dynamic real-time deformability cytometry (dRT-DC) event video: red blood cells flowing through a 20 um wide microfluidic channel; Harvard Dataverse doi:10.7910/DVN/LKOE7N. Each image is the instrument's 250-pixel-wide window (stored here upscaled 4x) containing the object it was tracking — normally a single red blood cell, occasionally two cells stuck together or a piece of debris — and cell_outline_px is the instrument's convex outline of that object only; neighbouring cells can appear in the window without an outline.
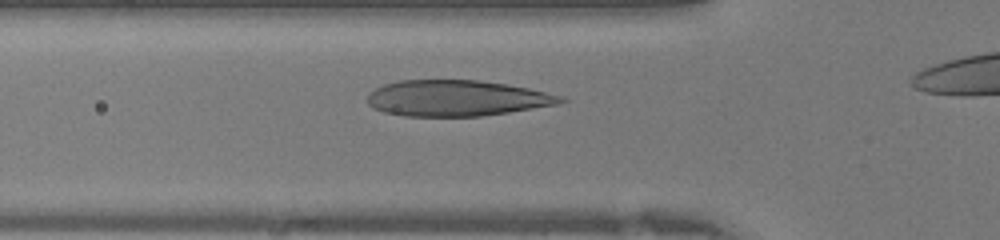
{"species": "human", "species_latin": "Homo sapiens", "temperature_condition": "warm", "stored_images_in_passage": 25, "camera_frame_rate_fps": 3000, "um_per_image_px": 0.085, "donor": {"sex": "female"}, "frame": {"image": 1, "passage_image": 5, "time_ms": 1.333, "image_size_px": [1000, 240], "cell_outline_px": [[568, 100], [556, 104], [508, 112], [480, 116], [404, 116], [384, 112], [372, 108], [368, 104], [368, 92], [384, 84], [400, 80], [480, 80], [508, 84], [528, 88], [564, 96]], "centroid_in_image_um": [38.79, 8.34], "position_along_channel_um": 87.0, "area_um2": 40.46}}
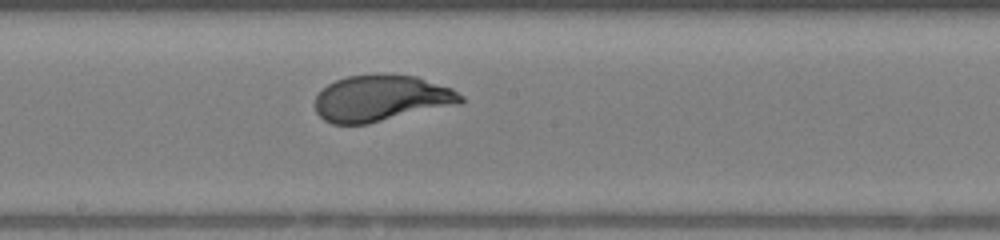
{"frame": {"image": 2, "passage_image": 13, "time_ms": 4.0, "image_size_px": [1000, 240], "cell_outline_px": [[464, 100], [460, 104], [368, 124], [332, 124], [324, 120], [316, 112], [316, 96], [328, 84], [336, 80], [348, 76], [376, 72], [384, 72], [416, 76], [452, 88], [464, 96]], "centroid_in_image_um": [32.43, 8.33], "position_along_channel_um": 215.8, "area_um2": 39.88}}
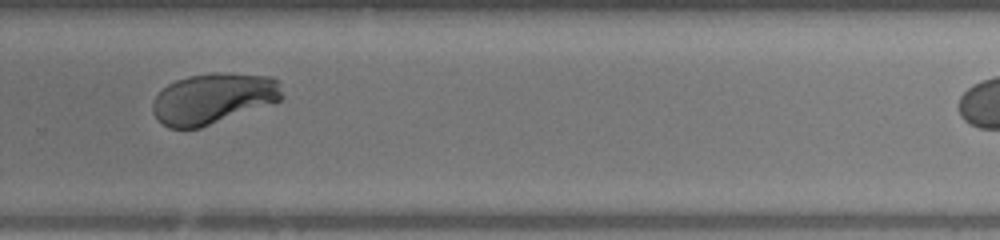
{"frame": {"image": 3, "passage_image": 19, "time_ms": 6.0, "image_size_px": [1000, 240], "cell_outline_px": [[284, 96], [280, 100], [272, 104], [200, 128], [168, 128], [156, 120], [152, 112], [152, 100], [168, 84], [176, 80], [188, 76], [212, 72], [224, 72], [272, 76], [280, 80]], "centroid_in_image_um": [18.15, 8.36], "position_along_channel_um": 311.7, "area_um2": 38.84}}